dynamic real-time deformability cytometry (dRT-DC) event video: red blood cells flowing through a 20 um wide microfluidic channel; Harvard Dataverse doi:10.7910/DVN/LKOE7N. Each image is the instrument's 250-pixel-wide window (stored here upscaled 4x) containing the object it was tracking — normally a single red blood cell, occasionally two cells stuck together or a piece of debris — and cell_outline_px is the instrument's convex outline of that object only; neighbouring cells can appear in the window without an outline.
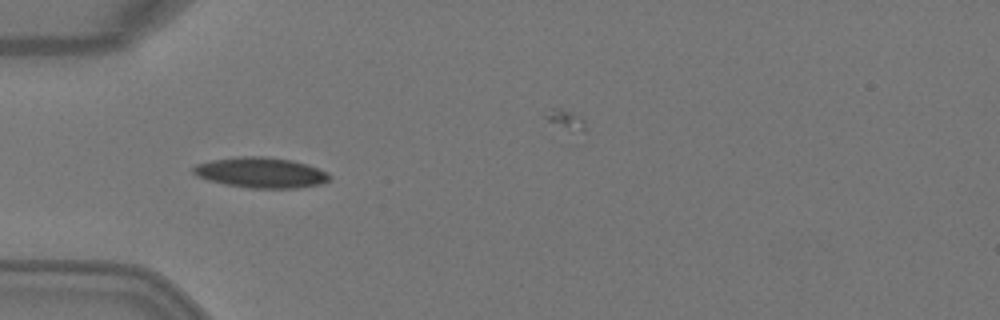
{"species": "Egyptian fruit bat (a non-hibernating species)", "species_latin": "Rousettus aegyptiacus", "temperature_condition": "warm", "stored_images_in_passage": 7, "camera_frame_rate_fps": 3000, "um_per_image_px": 0.085, "animal": {"sex": "female"}, "frame": {"image": 1, "passage_image": 5, "time_ms": 1.333, "image_size_px": [1000, 320], "cell_outline_px": [[332, 180], [320, 184], [296, 188], [248, 188], [224, 184], [208, 180], [196, 176], [192, 172], [192, 168], [196, 164], [212, 160], [240, 156], [264, 156], [292, 160], [308, 164], [328, 172]], "centroid_in_image_um": [22.18, 14.67], "position_along_channel_um": 62.8, "area_um2": 24.39}}